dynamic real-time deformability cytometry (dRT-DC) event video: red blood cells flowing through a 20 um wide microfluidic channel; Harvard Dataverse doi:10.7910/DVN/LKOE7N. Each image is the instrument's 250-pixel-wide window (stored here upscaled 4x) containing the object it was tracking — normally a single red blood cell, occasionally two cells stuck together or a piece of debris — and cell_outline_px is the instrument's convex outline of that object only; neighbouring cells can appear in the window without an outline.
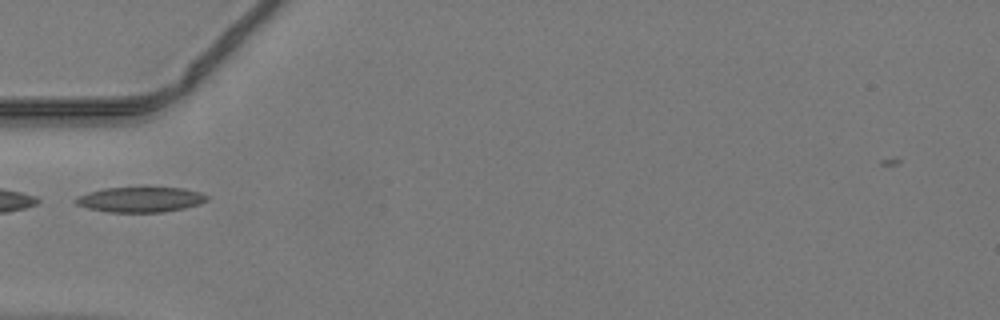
{"species": "common noctule bat (a hibernating species)", "species_latin": "Nyctalus noctula", "temperature_condition": "warm", "stored_images_in_passage": 30, "camera_frame_rate_fps": 3000, "um_per_image_px": 0.085, "animal": {"sex": "male", "body_mass_g": 19.2, "forearm_length_mm": 51.8}, "frame": {"image": 1, "passage_image": 1, "time_ms": 0.0, "image_size_px": [1000, 320], "cell_outline_px": [[208, 200], [200, 204], [184, 208], [164, 212], [108, 212], [88, 208], [76, 204], [72, 200], [76, 196], [104, 188], [144, 184], [184, 188], [200, 192], [208, 196]], "centroid_in_image_um": [11.95, 16.9], "position_along_channel_um": 73.1, "area_um2": 20.4}}
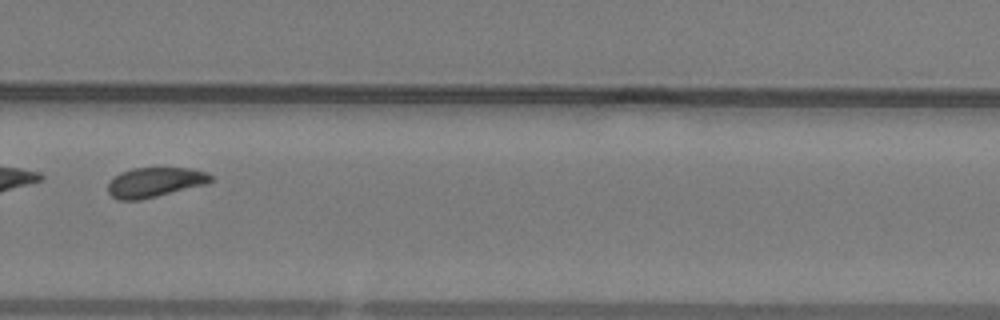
{"frame": {"image": 2, "passage_image": 18, "time_ms": 5.667, "image_size_px": [1000, 320], "cell_outline_px": [[212, 180], [208, 184], [140, 200], [120, 200], [112, 196], [108, 192], [108, 184], [112, 176], [120, 172], [132, 168], [192, 168], [208, 172], [212, 176]], "centroid_in_image_um": [13.17, 15.48], "position_along_channel_um": 316.6, "area_um2": 18.03}}